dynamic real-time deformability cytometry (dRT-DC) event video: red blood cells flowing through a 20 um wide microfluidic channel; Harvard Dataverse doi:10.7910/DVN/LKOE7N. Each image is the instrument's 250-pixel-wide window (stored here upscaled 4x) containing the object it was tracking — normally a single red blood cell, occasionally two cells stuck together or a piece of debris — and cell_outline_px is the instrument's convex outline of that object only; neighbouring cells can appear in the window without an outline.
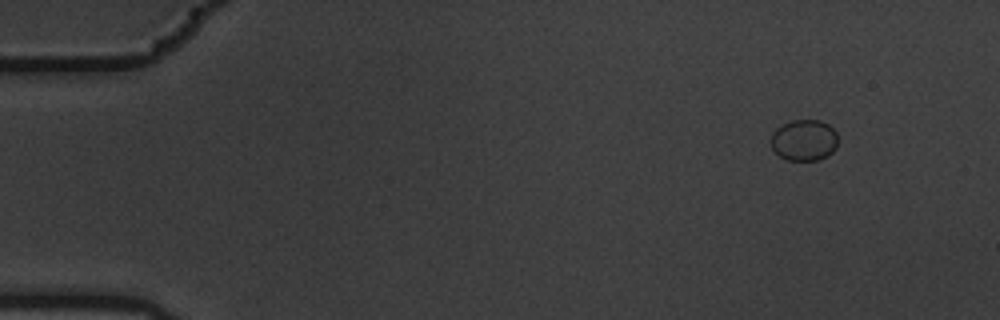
{"species": "common noctule bat (a hibernating species)", "species_latin": "Nyctalus noctula", "temperature_condition": "warm", "stored_images_in_passage": 5, "segment_of_instrument_passage": [2, 2], "camera_frame_rate_fps": 3000, "um_per_image_px": 0.085, "animal": {"sex": "male", "body_mass_g": 19.5, "forearm_length_mm": 54.6}, "frame": {"image": 1, "passage_image": 5, "time_ms": 1.333, "image_size_px": [1000, 320], "cell_outline_px": [[836, 148], [828, 156], [816, 160], [788, 160], [780, 156], [772, 148], [768, 140], [772, 132], [776, 128], [792, 120], [820, 120], [828, 124], [836, 132]], "centroid_in_image_um": [68.31, 11.91], "position_along_channel_um": 16.7, "area_um2": 16.18}}